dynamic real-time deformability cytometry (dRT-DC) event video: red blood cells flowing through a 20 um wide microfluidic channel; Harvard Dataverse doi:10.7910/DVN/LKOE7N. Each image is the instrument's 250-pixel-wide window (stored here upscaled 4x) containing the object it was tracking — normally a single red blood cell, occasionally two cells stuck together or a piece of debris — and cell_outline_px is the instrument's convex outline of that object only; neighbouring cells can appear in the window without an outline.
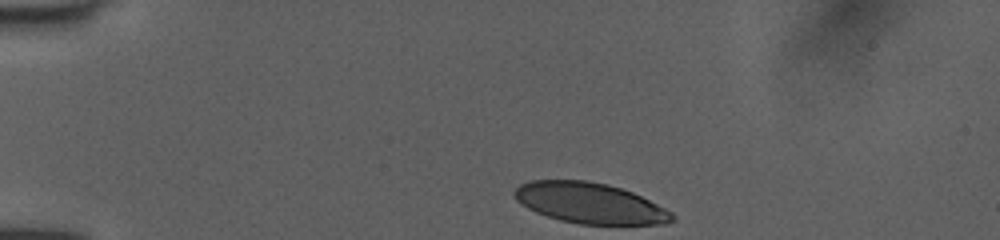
{"species": "human", "species_latin": "Homo sapiens", "temperature_condition": "room temperature", "stored_images_in_passage": 18, "camera_frame_rate_fps": 3000, "um_per_image_px": 0.085, "donor": {"sex": "female"}, "frame": {"image": 1, "passage_image": 1, "time_ms": 0.0, "image_size_px": [1000, 240], "cell_outline_px": [[676, 220], [668, 224], [580, 224], [560, 220], [536, 212], [520, 204], [512, 196], [512, 192], [520, 184], [532, 180], [588, 180], [608, 184], [632, 192], [672, 212], [676, 216]], "centroid_in_image_um": [50.12, 17.26], "position_along_channel_um": 34.9, "area_um2": 37.45}}
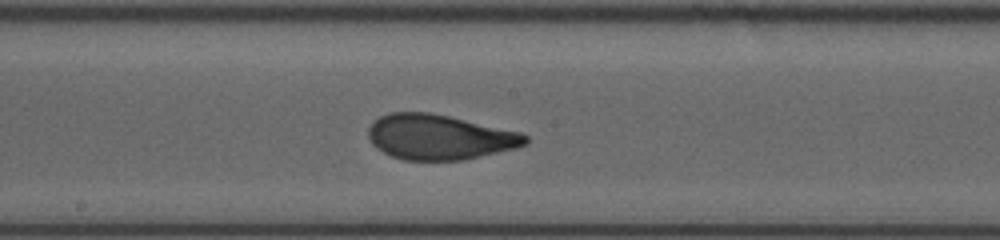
{"frame": {"image": 2, "passage_image": 10, "time_ms": 3.0, "image_size_px": [1000, 240], "cell_outline_px": [[528, 144], [516, 148], [464, 160], [404, 160], [392, 156], [376, 148], [372, 144], [368, 136], [368, 128], [380, 116], [388, 112], [432, 112], [520, 132], [528, 136]], "centroid_in_image_um": [37.35, 11.65], "position_along_channel_um": 210.9, "area_um2": 41.33}}
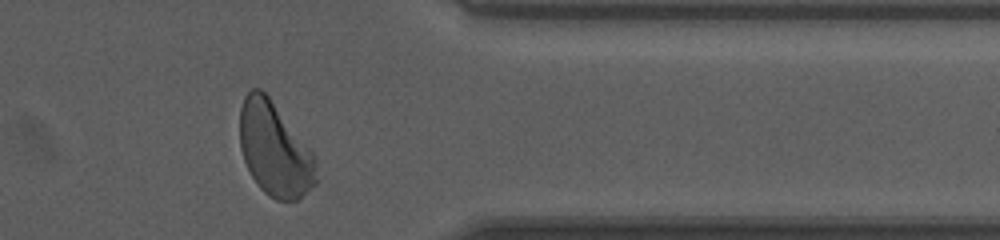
{"frame": {"image": 3, "passage_image": 17, "time_ms": 5.333, "image_size_px": [1000, 240], "cell_outline_px": [[316, 184], [296, 200], [276, 200], [268, 196], [260, 188], [252, 176], [244, 160], [240, 148], [240, 108], [244, 96], [252, 88], [260, 88], [268, 96], [312, 152], [316, 164]], "centroid_in_image_um": [23.32, 12.71], "position_along_channel_um": 388.1, "area_um2": 41.21}}